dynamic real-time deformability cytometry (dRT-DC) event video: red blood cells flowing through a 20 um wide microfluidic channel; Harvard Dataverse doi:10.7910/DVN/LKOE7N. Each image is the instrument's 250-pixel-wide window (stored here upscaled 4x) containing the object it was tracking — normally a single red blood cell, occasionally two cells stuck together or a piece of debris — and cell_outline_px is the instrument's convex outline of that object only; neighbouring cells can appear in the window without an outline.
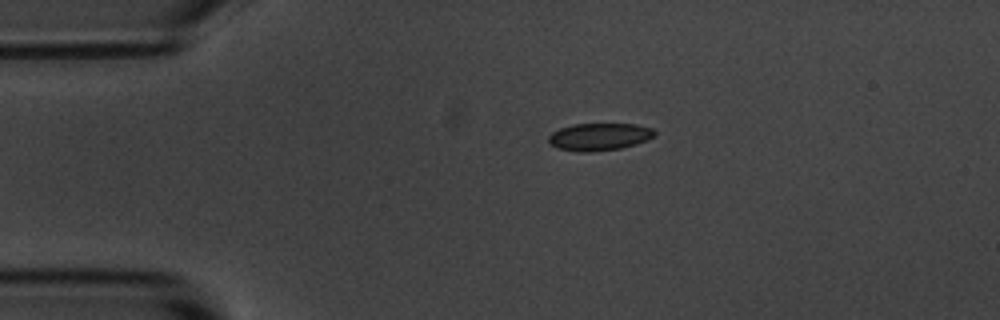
{"species": "common noctule bat (a hibernating species)", "species_latin": "Nyctalus noctula", "temperature_condition": "room temperature", "stored_images_in_passage": 2, "camera_frame_rate_fps": 3000, "um_per_image_px": 0.085, "animal": {"sex": "male", "body_mass_g": 20.1, "forearm_length_mm": 53.5}, "frame": {"image": 1, "passage_image": 1, "time_ms": 0.0, "image_size_px": [1000, 320], "cell_outline_px": [[656, 136], [648, 140], [636, 144], [620, 148], [592, 152], [576, 152], [556, 148], [548, 140], [548, 136], [552, 132], [560, 128], [572, 124], [636, 124], [652, 128], [656, 132]], "centroid_in_image_um": [50.95, 11.63], "position_along_channel_um": 34.1, "area_um2": 17.11}}